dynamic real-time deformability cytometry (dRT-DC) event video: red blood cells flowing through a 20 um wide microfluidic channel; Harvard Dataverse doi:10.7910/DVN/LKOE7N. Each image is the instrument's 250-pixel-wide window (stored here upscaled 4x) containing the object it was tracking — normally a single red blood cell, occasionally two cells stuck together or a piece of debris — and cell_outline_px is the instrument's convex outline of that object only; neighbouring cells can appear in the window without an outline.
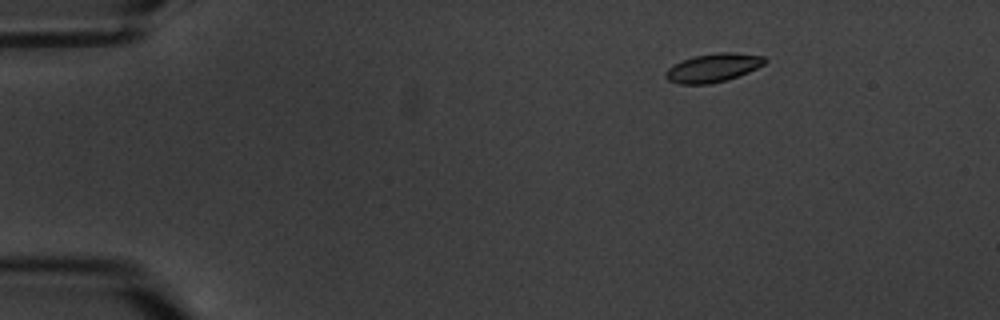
{"species": "common noctule bat (a hibernating species)", "species_latin": "Nyctalus noctula", "temperature_condition": "warm", "stored_images_in_passage": 7, "camera_frame_rate_fps": 3000, "um_per_image_px": 0.085, "animal": {"sex": "male", "body_mass_g": 20.1, "forearm_length_mm": 53.5}, "frame": {"image": 1, "passage_image": 3, "time_ms": 2.333, "image_size_px": [1000, 320], "cell_outline_px": [[768, 60], [764, 64], [748, 72], [724, 80], [708, 84], [680, 84], [668, 80], [664, 76], [664, 72], [668, 68], [684, 60], [696, 56], [716, 52], [736, 52], [764, 56]], "centroid_in_image_um": [60.62, 5.75], "position_along_channel_um": 24.4, "area_um2": 16.3}}
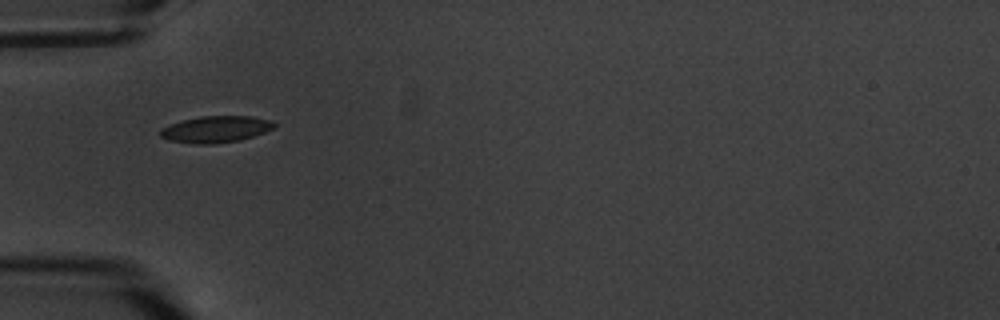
{"frame": {"image": 2, "passage_image": 6, "time_ms": 6.0, "image_size_px": [1000, 320], "cell_outline_px": [[276, 128], [240, 140], [216, 144], [196, 144], [168, 140], [160, 136], [160, 128], [184, 120], [200, 116], [252, 116], [272, 120], [276, 124]], "centroid_in_image_um": [18.37, 10.99], "position_along_channel_um": 66.6, "area_um2": 17.69}}